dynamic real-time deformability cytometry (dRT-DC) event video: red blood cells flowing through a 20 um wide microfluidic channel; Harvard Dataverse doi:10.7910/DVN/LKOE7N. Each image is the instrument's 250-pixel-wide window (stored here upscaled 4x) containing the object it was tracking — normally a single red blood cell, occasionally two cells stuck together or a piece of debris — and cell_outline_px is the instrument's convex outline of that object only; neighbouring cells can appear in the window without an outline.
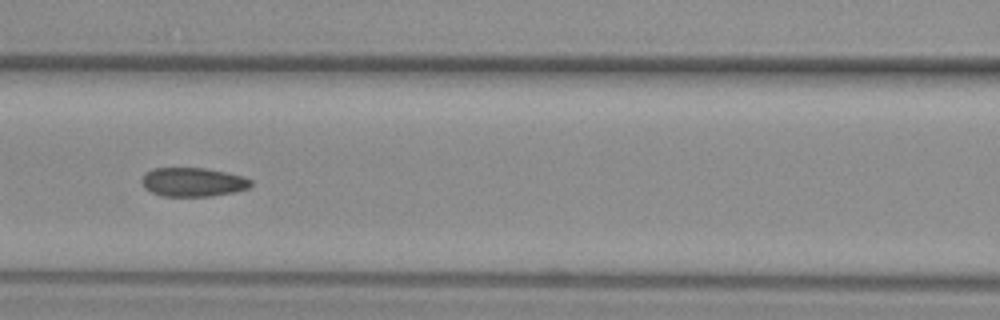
{"species": "common noctule bat (a hibernating species)", "species_latin": "Nyctalus noctula", "temperature_condition": "warm", "stored_images_in_passage": 16, "camera_frame_rate_fps": 3000, "um_per_image_px": 0.085, "animal": {"sex": "female", "body_mass_g": 29.2, "forearm_length_mm": 56.3}, "frame": {"image": 1, "passage_image": 14, "time_ms": 4.333, "image_size_px": [1000, 320], "cell_outline_px": [[252, 184], [248, 188], [232, 192], [212, 196], [164, 196], [152, 192], [144, 188], [140, 180], [144, 172], [152, 168], [204, 168], [244, 176], [252, 180]], "centroid_in_image_um": [16.36, 15.47], "position_along_channel_um": 150.2, "area_um2": 18.44}}